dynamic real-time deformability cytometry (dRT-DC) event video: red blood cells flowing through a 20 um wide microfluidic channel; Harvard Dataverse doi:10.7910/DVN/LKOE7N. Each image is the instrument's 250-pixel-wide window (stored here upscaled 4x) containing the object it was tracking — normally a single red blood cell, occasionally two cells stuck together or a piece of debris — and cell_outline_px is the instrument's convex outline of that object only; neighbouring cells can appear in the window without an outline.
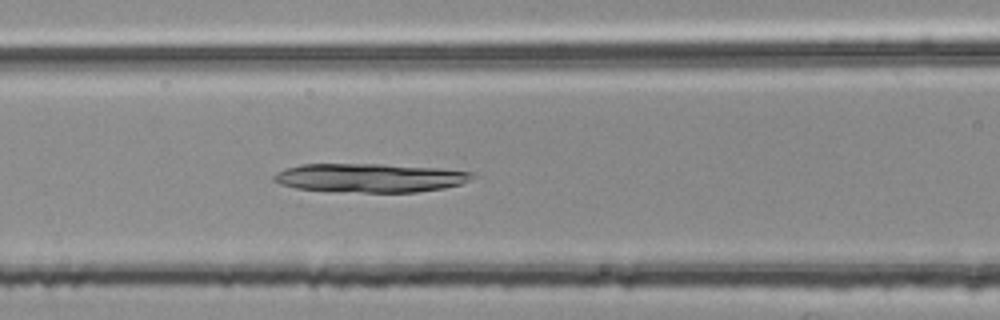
{"species": "common noctule bat (a hibernating species)", "species_latin": "Nyctalus noctula", "temperature_condition": "room temperature", "stored_images_in_passage": 52, "camera_frame_rate_fps": 3000, "um_per_image_px": 0.085, "animal": {"sex": "female", "body_mass_g": 25.1}, "frame": {"image": 1, "passage_image": 22, "time_ms": 7.0, "image_size_px": [1000, 320], "cell_outline_px": [[476, 176], [460, 184], [444, 188], [416, 192], [336, 192], [296, 188], [280, 184], [272, 180], [272, 176], [284, 168], [300, 164], [380, 164], [436, 168], [472, 172]], "centroid_in_image_um": [31.38, 15.12], "position_along_channel_um": 135.2, "area_um2": 33.35}}
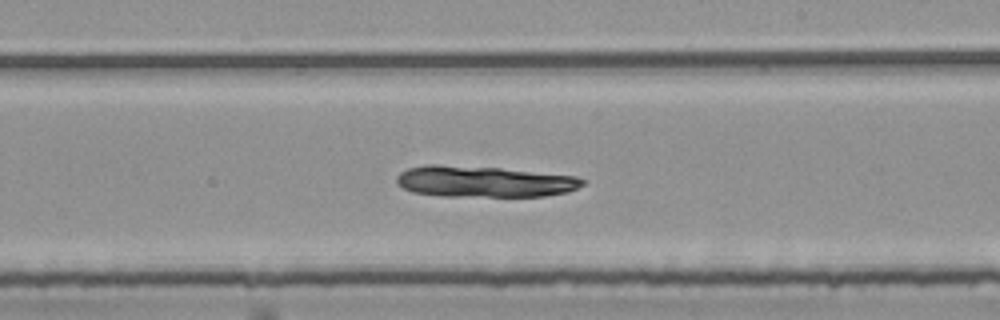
{"frame": {"image": 2, "passage_image": 31, "time_ms": 10.0, "image_size_px": [1000, 320], "cell_outline_px": [[584, 184], [568, 192], [544, 196], [440, 196], [412, 192], [396, 184], [396, 176], [400, 172], [408, 168], [424, 164], [440, 164], [500, 168], [576, 176], [584, 180]], "centroid_in_image_um": [41.09, 15.42], "position_along_channel_um": 247.9, "area_um2": 33.93}}
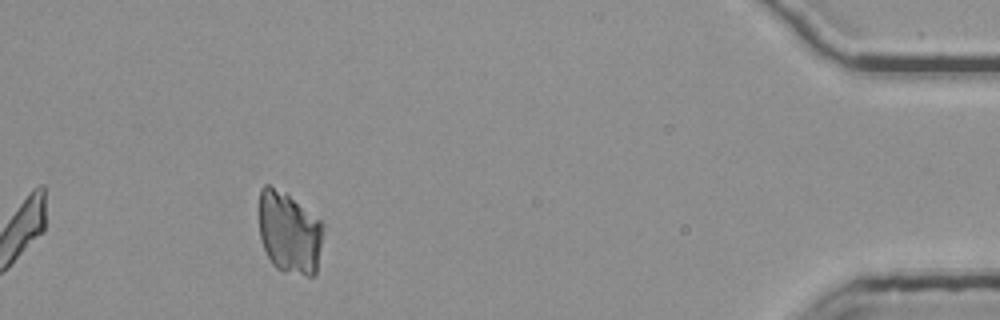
{"frame": {"image": 3, "passage_image": 49, "time_ms": 16.0, "image_size_px": [1000, 320], "cell_outline_px": [[324, 224], [316, 276], [308, 276], [284, 272], [276, 268], [272, 264], [264, 248], [260, 236], [260, 188], [264, 184], [268, 184], [284, 192], [320, 220]], "centroid_in_image_um": [24.6, 19.8], "position_along_channel_um": 410.6, "area_um2": 30.58}}